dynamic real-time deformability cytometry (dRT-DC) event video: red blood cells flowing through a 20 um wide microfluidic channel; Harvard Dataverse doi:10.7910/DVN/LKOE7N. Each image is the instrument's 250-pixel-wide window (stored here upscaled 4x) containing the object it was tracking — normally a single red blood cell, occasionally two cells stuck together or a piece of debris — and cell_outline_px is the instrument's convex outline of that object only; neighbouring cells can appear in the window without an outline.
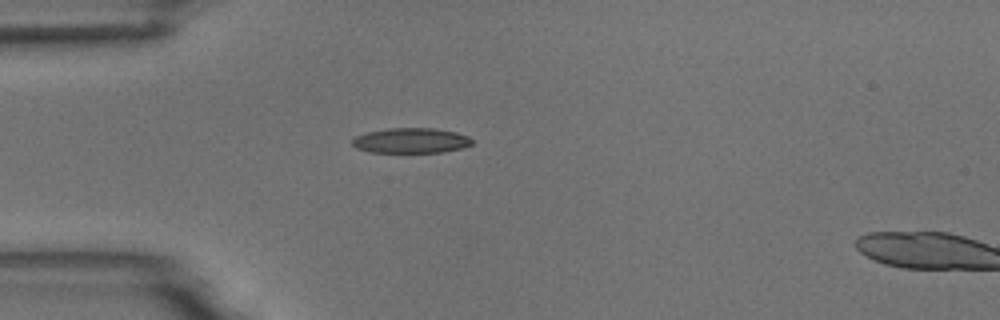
{"species": "common noctule bat (a hibernating species)", "species_latin": "Nyctalus noctula", "temperature_condition": "room temperature", "stored_images_in_passage": 3, "camera_frame_rate_fps": 3000, "um_per_image_px": 0.085, "animal": {"sex": "male", "body_mass_g": 18.8}, "frame": {"image": 1, "passage_image": 1, "time_ms": 0.0, "image_size_px": [1000, 320], "cell_outline_px": [[472, 144], [464, 148], [444, 152], [372, 152], [356, 148], [352, 144], [352, 140], [356, 136], [368, 132], [388, 128], [432, 128], [456, 132], [468, 136], [472, 140]], "centroid_in_image_um": [34.96, 11.95], "position_along_channel_um": 50.0, "area_um2": 17.51}}